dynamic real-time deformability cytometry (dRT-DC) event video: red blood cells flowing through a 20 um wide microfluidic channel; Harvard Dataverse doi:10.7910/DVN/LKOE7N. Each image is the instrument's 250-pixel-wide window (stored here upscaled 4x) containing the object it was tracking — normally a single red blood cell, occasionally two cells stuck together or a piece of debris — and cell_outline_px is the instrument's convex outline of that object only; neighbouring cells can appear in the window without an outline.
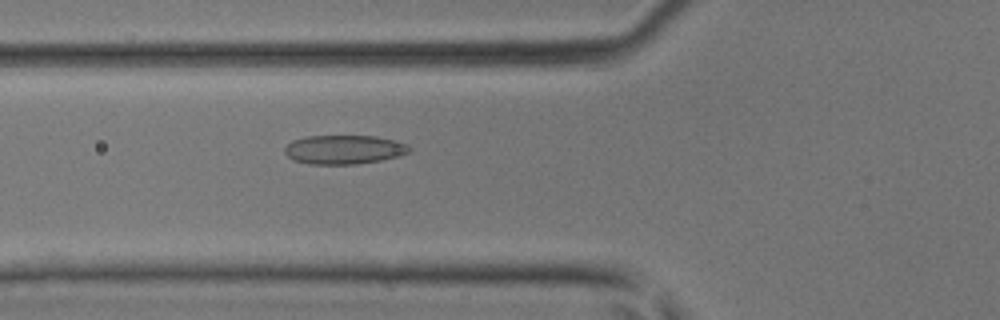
{"species": "common noctule bat (a hibernating species)", "species_latin": "Nyctalus noctula", "temperature_condition": "room temperature", "stored_images_in_passage": 35, "camera_frame_rate_fps": 3000, "um_per_image_px": 0.085, "animal": {"sex": "male", "body_mass_g": 17.9, "forearm_length_mm": 54.2}, "frame": {"image": 1, "passage_image": 10, "time_ms": 3.0, "image_size_px": [1000, 320], "cell_outline_px": [[412, 152], [400, 156], [380, 160], [356, 164], [308, 164], [292, 160], [284, 152], [284, 148], [292, 140], [308, 136], [376, 136], [396, 140], [408, 144], [412, 148]], "centroid_in_image_um": [29.28, 12.71], "position_along_channel_um": 96.5, "area_um2": 21.33}}
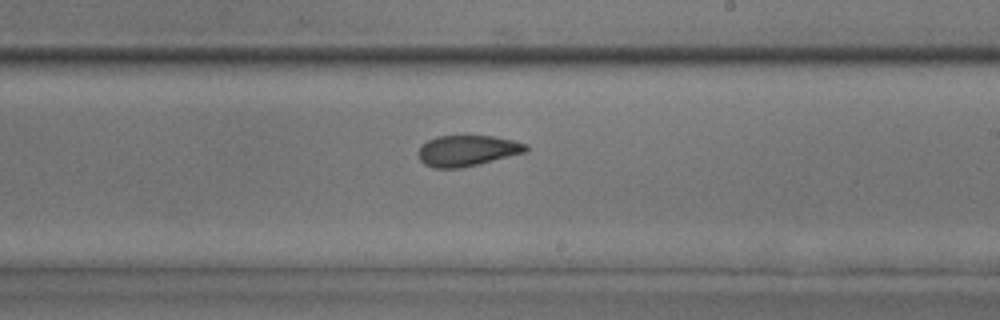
{"frame": {"image": 2, "passage_image": 20, "time_ms": 6.333, "image_size_px": [1000, 320], "cell_outline_px": [[528, 152], [480, 164], [460, 168], [432, 168], [424, 164], [420, 160], [416, 152], [420, 144], [436, 136], [492, 136], [512, 140], [528, 144]], "centroid_in_image_um": [39.7, 12.81], "position_along_channel_um": 249.3, "area_um2": 19.71}}
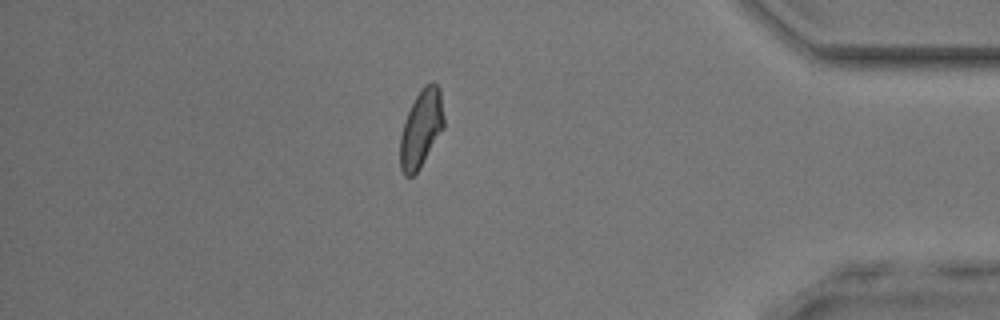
{"frame": {"image": 3, "passage_image": 32, "time_ms": 10.333, "image_size_px": [1000, 320], "cell_outline_px": [[444, 128], [420, 168], [412, 176], [404, 176], [400, 168], [400, 136], [404, 120], [420, 88], [424, 84], [432, 80], [440, 88], [444, 116]], "centroid_in_image_um": [35.8, 10.9], "position_along_channel_um": 399.4, "area_um2": 20.0}}